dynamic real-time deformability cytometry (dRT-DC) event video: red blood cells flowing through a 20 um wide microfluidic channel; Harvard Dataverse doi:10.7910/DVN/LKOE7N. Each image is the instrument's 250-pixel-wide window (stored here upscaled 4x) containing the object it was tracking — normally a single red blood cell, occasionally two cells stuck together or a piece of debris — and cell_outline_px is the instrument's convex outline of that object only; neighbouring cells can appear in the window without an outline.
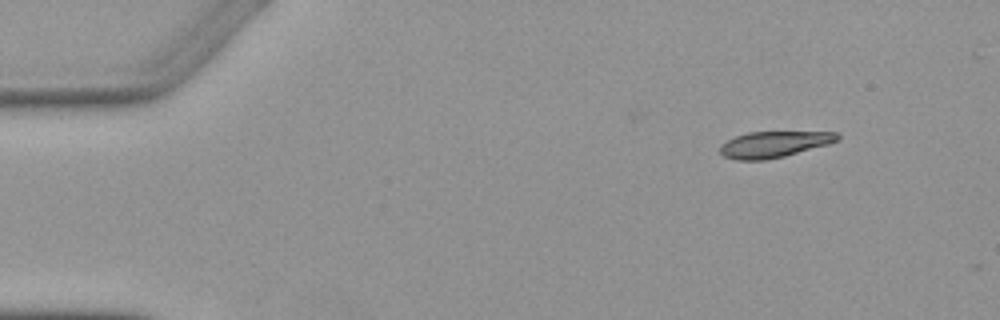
{"species": "Egyptian fruit bat (a non-hibernating species)", "species_latin": "Rousettus aegyptiacus", "temperature_condition": "warm", "stored_images_in_passage": 6, "camera_frame_rate_fps": 3000, "um_per_image_px": 0.085, "animal": {"sex": "female"}, "frame": {"image": 1, "passage_image": 1, "time_ms": 0.0, "image_size_px": [1000, 320], "cell_outline_px": [[840, 140], [828, 144], [784, 156], [764, 160], [736, 160], [724, 156], [720, 152], [720, 144], [736, 136], [748, 132], [840, 132]], "centroid_in_image_um": [65.8, 12.26], "position_along_channel_um": 19.2, "area_um2": 17.8}}
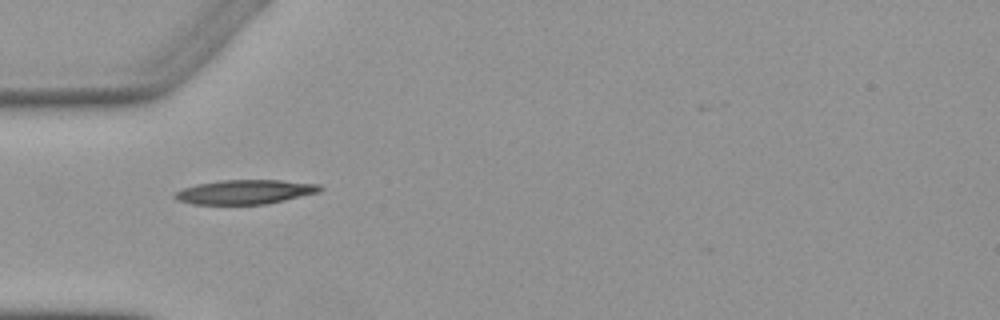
{"frame": {"image": 2, "passage_image": 4, "time_ms": 3.667, "image_size_px": [1000, 320], "cell_outline_px": [[324, 188], [320, 192], [268, 204], [192, 204], [176, 200], [172, 196], [176, 192], [184, 188], [196, 184], [220, 180], [280, 180], [320, 184]], "centroid_in_image_um": [20.85, 16.31], "position_along_channel_um": 64.2, "area_um2": 20.69}}
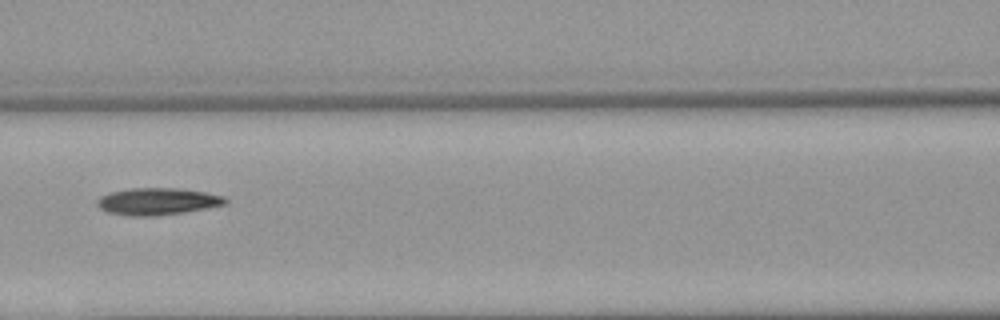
{"frame": {"image": 3, "passage_image": 6, "time_ms": 6.0, "image_size_px": [1000, 320], "cell_outline_px": [[228, 204], [184, 212], [152, 216], [128, 216], [108, 212], [100, 208], [96, 204], [96, 200], [100, 196], [108, 192], [132, 188], [176, 188], [204, 192], [224, 196], [228, 200]], "centroid_in_image_um": [13.36, 17.12], "position_along_channel_um": 153.2, "area_um2": 20.23}}